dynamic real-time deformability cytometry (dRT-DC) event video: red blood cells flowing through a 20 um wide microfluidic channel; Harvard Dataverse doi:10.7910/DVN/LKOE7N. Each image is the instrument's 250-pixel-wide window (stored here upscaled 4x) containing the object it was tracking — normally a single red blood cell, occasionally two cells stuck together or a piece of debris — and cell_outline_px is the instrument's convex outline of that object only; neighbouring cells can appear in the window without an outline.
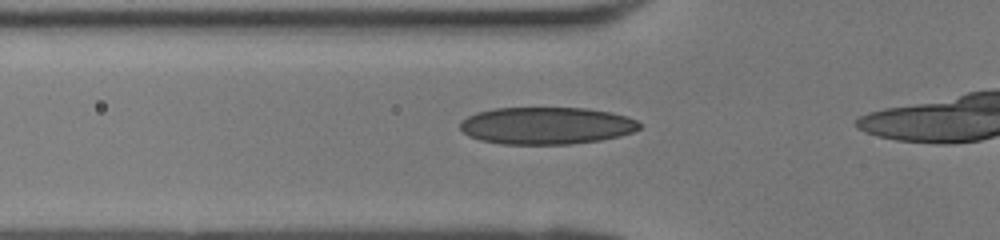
{"species": "human", "species_latin": "Homo sapiens", "temperature_condition": "room temperature", "stored_images_in_passage": 12, "camera_frame_rate_fps": 3000, "um_per_image_px": 0.085, "donor": {"sex": "female"}, "frame": {"image": 1, "passage_image": 5, "time_ms": 1.333, "image_size_px": [1000, 240], "cell_outline_px": [[640, 128], [632, 132], [620, 136], [600, 140], [572, 144], [500, 144], [480, 140], [468, 136], [460, 128], [460, 120], [476, 112], [496, 108], [588, 108], [612, 112], [628, 116], [636, 120], [640, 124]], "centroid_in_image_um": [46.44, 10.68], "position_along_channel_um": 79.4, "area_um2": 39.13}}
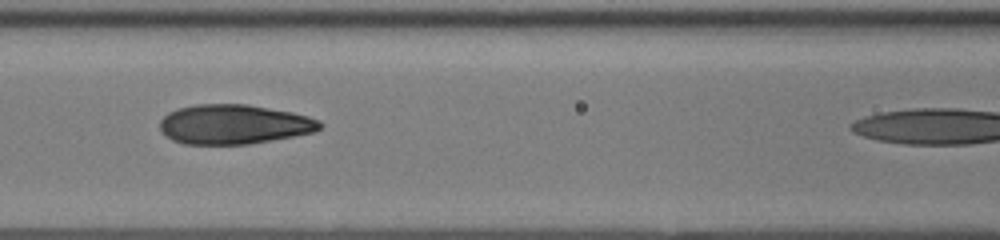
{"frame": {"image": 2, "passage_image": 9, "time_ms": 2.667, "image_size_px": [1000, 240], "cell_outline_px": [[324, 124], [320, 128], [312, 132], [272, 140], [248, 144], [184, 144], [172, 140], [160, 128], [160, 120], [168, 112], [176, 108], [196, 104], [244, 104], [292, 112], [308, 116], [320, 120]], "centroid_in_image_um": [19.87, 10.56], "position_along_channel_um": 146.7, "area_um2": 36.76}}
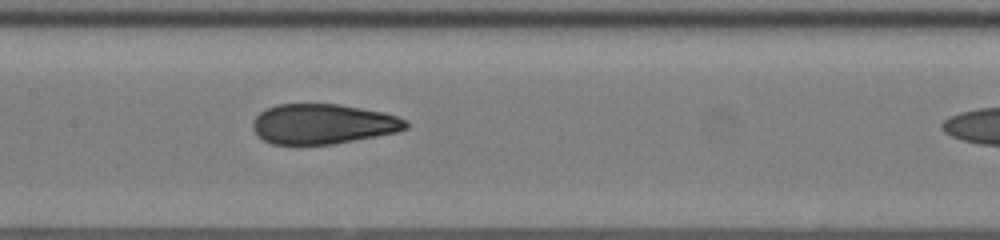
{"frame": {"image": 3, "passage_image": 11, "time_ms": 3.333, "image_size_px": [1000, 240], "cell_outline_px": [[408, 128], [396, 132], [376, 136], [332, 144], [272, 144], [264, 140], [252, 128], [252, 124], [256, 116], [260, 112], [276, 104], [340, 104], [380, 112], [396, 116], [408, 120]], "centroid_in_image_um": [27.45, 10.53], "position_along_channel_um": 180.0, "area_um2": 35.43}}